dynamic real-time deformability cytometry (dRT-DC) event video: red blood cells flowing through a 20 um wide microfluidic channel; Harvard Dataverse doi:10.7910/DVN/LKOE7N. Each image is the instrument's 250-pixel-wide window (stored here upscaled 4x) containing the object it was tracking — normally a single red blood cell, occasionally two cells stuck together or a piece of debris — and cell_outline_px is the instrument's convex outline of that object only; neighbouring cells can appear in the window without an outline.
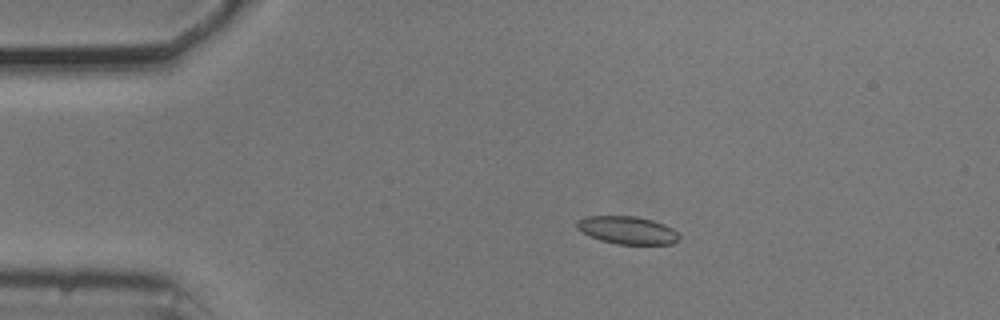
{"species": "common noctule bat (a hibernating species)", "species_latin": "Nyctalus noctula", "temperature_condition": "cold", "stored_images_in_passage": 18, "camera_frame_rate_fps": 3000, "um_per_image_px": 0.085, "animal": {"sex": "male", "body_mass_g": 20.5, "forearm_length_mm": 52.5}, "frame": {"image": 1, "passage_image": 5, "time_ms": 1.333, "image_size_px": [1000, 320], "cell_outline_px": [[680, 236], [672, 244], [616, 244], [600, 240], [576, 228], [576, 220], [584, 216], [636, 216], [652, 220], [664, 224], [672, 228]], "centroid_in_image_um": [53.3, 19.55], "position_along_channel_um": 31.7, "area_um2": 16.47}}
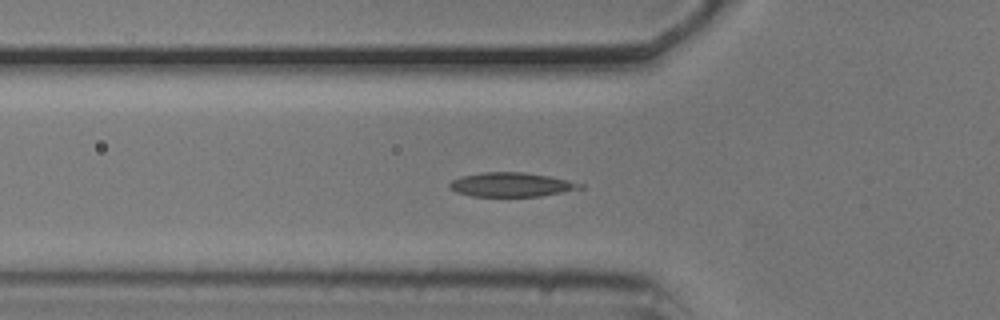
{"frame": {"image": 2, "passage_image": 13, "time_ms": 4.0, "image_size_px": [1000, 320], "cell_outline_px": [[584, 188], [540, 196], [472, 196], [456, 192], [448, 188], [448, 184], [452, 180], [460, 176], [484, 172], [524, 172], [548, 176], [568, 180], [584, 184]], "centroid_in_image_um": [43.44, 15.69], "position_along_channel_um": 82.4, "area_um2": 18.38}}
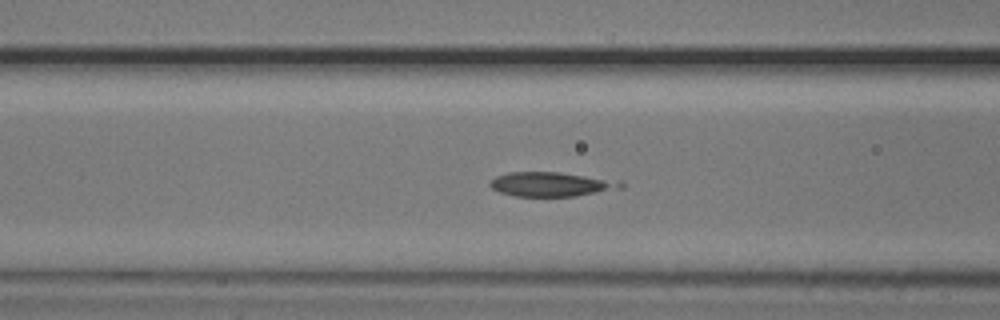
{"frame": {"image": 3, "passage_image": 16, "time_ms": 5.0, "image_size_px": [1000, 320], "cell_outline_px": [[624, 188], [576, 196], [516, 196], [500, 192], [492, 188], [488, 184], [496, 176], [508, 172], [560, 172], [620, 180], [624, 184]], "centroid_in_image_um": [46.91, 15.65], "position_along_channel_um": 119.7, "area_um2": 18.67}}